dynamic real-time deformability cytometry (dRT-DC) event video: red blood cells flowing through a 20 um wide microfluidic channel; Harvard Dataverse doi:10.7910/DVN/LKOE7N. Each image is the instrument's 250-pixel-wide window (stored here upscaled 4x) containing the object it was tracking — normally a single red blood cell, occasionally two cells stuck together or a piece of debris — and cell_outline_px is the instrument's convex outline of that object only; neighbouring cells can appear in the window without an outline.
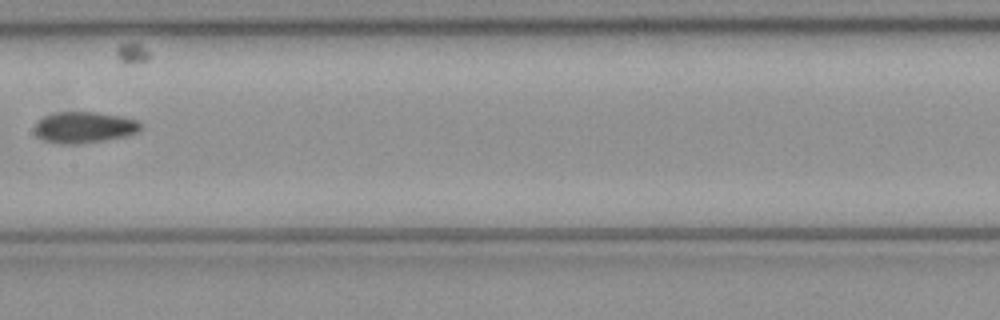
{"species": "common noctule bat (a hibernating species)", "species_latin": "Nyctalus noctula", "temperature_condition": "cold", "stored_images_in_passage": 8, "camera_frame_rate_fps": 3000, "um_per_image_px": 0.085, "animal": {"sex": "female", "body_mass_g": 21.9}, "frame": {"image": 1, "passage_image": 7, "time_ms": 2.0, "image_size_px": [1000, 320], "cell_outline_px": [[144, 128], [140, 132], [128, 136], [104, 140], [76, 144], [56, 144], [44, 140], [36, 136], [32, 132], [32, 128], [44, 116], [56, 112], [96, 112], [120, 116], [136, 120], [144, 124]], "centroid_in_image_um": [7.17, 10.83], "position_along_channel_um": 200.2, "area_um2": 19.71}}
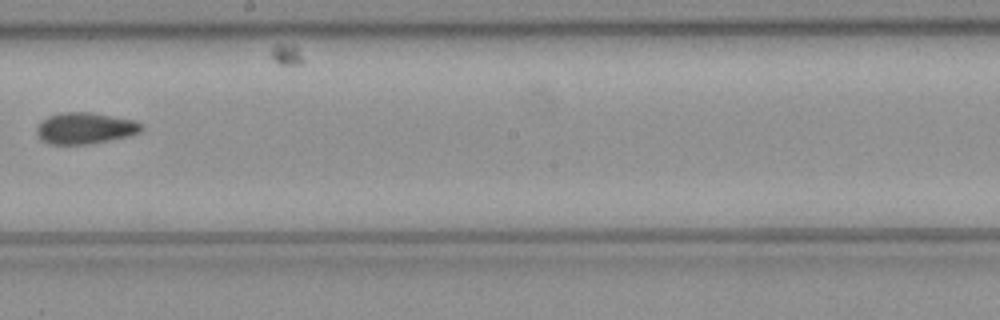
{"frame": {"image": 2, "passage_image": 8, "time_ms": 2.333, "image_size_px": [1000, 320], "cell_outline_px": [[144, 128], [140, 132], [132, 136], [88, 144], [48, 144], [40, 140], [36, 132], [36, 128], [48, 116], [64, 112], [88, 112], [136, 120], [144, 124]], "centroid_in_image_um": [7.28, 10.91], "position_along_channel_um": 240.9, "area_um2": 19.31}}